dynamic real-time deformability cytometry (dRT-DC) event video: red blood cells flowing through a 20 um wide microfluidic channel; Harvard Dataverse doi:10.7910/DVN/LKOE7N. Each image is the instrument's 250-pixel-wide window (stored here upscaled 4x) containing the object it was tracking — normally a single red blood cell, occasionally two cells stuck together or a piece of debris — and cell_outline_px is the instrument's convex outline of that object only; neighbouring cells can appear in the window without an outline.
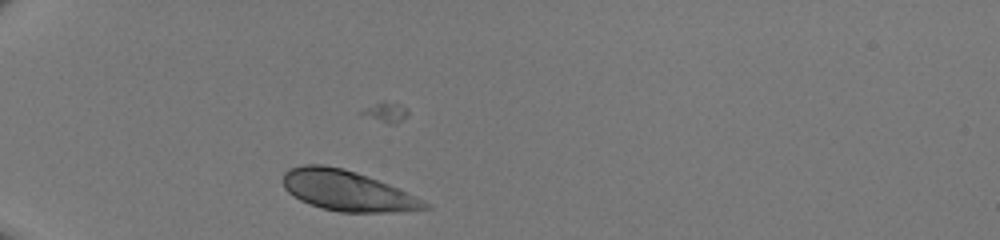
{"species": "human", "species_latin": "Homo sapiens", "temperature_condition": "room temperature", "stored_images_in_passage": 32, "camera_frame_rate_fps": 3000, "um_per_image_px": 0.085, "donor": {"sex": "male"}, "frame": {"image": 1, "passage_image": 5, "time_ms": 1.333, "image_size_px": [1000, 240], "cell_outline_px": [[432, 208], [388, 212], [340, 212], [324, 208], [300, 200], [292, 196], [284, 188], [284, 172], [288, 168], [304, 164], [320, 164], [344, 168], [356, 172], [388, 184], [416, 196], [432, 204]], "centroid_in_image_um": [29.51, 16.2], "position_along_channel_um": 55.5, "area_um2": 33.18}}
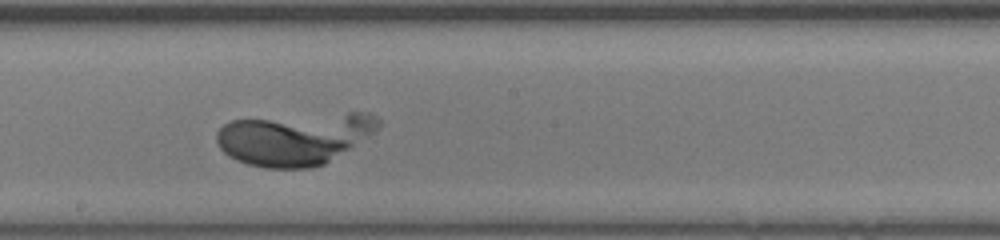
{"frame": {"image": 2, "passage_image": 19, "time_ms": 6.0, "image_size_px": [1000, 240], "cell_outline_px": [[380, 124], [368, 136], [324, 164], [312, 168], [264, 168], [248, 164], [236, 160], [228, 156], [220, 148], [216, 140], [216, 132], [224, 124], [232, 120], [348, 112], [368, 112], [376, 116], [380, 120]], "centroid_in_image_um": [25.02, 11.78], "position_along_channel_um": 223.2, "area_um2": 49.07}}
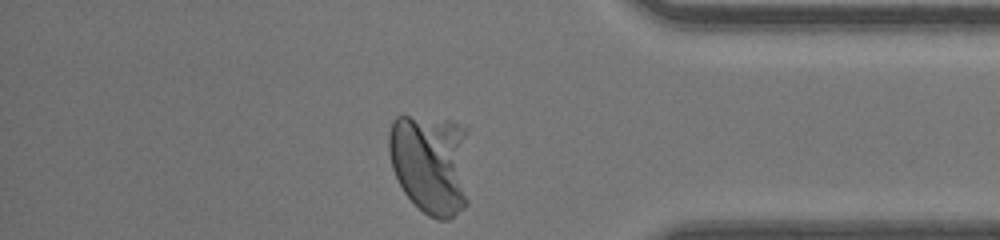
{"frame": {"image": 3, "passage_image": 32, "time_ms": 10.333, "image_size_px": [1000, 240], "cell_outline_px": [[468, 204], [464, 208], [448, 220], [436, 220], [428, 216], [404, 192], [392, 168], [388, 152], [388, 132], [392, 120], [396, 116], [408, 116], [448, 120], [464, 128], [468, 132]], "centroid_in_image_um": [36.63, 13.91], "position_along_channel_um": 398.6, "area_um2": 48.67}}